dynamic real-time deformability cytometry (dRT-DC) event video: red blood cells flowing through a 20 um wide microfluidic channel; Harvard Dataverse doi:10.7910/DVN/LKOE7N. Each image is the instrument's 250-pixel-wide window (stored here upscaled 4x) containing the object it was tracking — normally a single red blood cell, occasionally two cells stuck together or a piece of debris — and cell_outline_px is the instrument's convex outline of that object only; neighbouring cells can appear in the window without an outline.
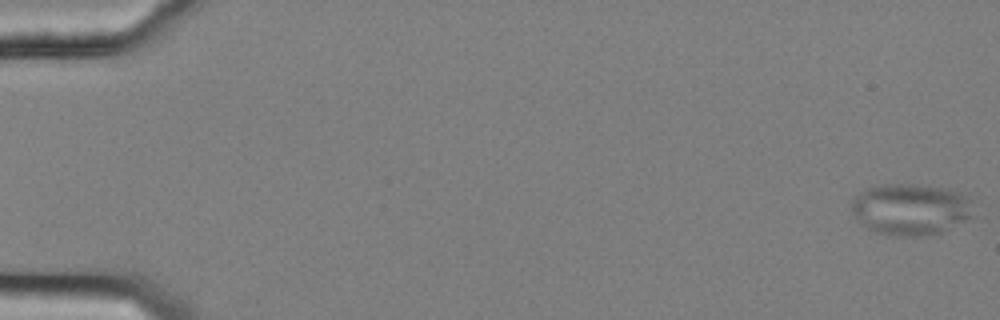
{"species": "common noctule bat (a hibernating species)", "species_latin": "Nyctalus noctula", "temperature_condition": "cold", "stored_images_in_passage": 57, "camera_frame_rate_fps": 3000, "um_per_image_px": 0.085, "animal": {"sex": "female", "body_mass_g": 25.1}, "frame": {"image": 1, "passage_image": 1, "time_ms": 0.0, "image_size_px": [1000, 320], "cell_outline_px": [[976, 216], [944, 232], [920, 236], [900, 236], [880, 232], [868, 228], [852, 212], [852, 200], [860, 192], [868, 188], [884, 184], [908, 184], [944, 188], [960, 192], [968, 196]], "centroid_in_image_um": [77.49, 17.79], "position_along_channel_um": 7.5, "area_um2": 36.47}}
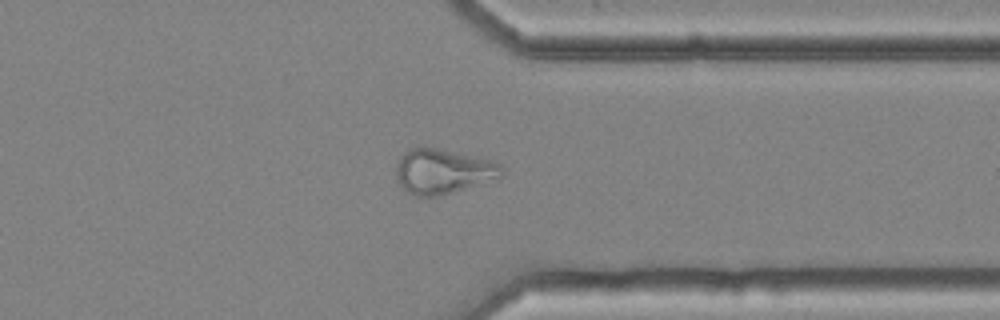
{"frame": {"image": 2, "passage_image": 45, "time_ms": 14.667, "image_size_px": [1000, 320], "cell_outline_px": [[504, 172], [500, 176], [440, 196], [416, 196], [408, 192], [400, 184], [396, 176], [396, 164], [400, 156], [408, 148], [436, 148], [488, 160], [500, 164], [504, 168]], "centroid_in_image_um": [37.58, 14.56], "position_along_channel_um": 373.8, "area_um2": 26.88}}
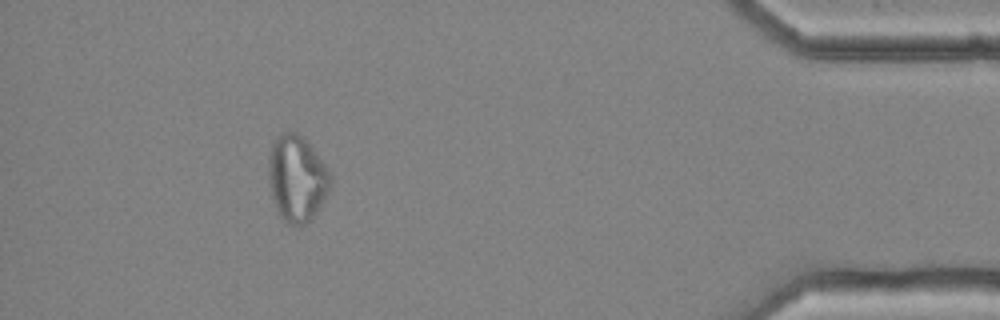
{"frame": {"image": 3, "passage_image": 52, "time_ms": 17.0, "image_size_px": [1000, 320], "cell_outline_px": [[332, 180], [312, 220], [304, 224], [288, 224], [280, 216], [276, 208], [272, 196], [268, 176], [268, 156], [272, 144], [276, 136], [292, 128], [312, 148], [324, 164], [332, 176]], "centroid_in_image_um": [25.2, 15.14], "position_along_channel_um": 410.0, "area_um2": 30.75}}